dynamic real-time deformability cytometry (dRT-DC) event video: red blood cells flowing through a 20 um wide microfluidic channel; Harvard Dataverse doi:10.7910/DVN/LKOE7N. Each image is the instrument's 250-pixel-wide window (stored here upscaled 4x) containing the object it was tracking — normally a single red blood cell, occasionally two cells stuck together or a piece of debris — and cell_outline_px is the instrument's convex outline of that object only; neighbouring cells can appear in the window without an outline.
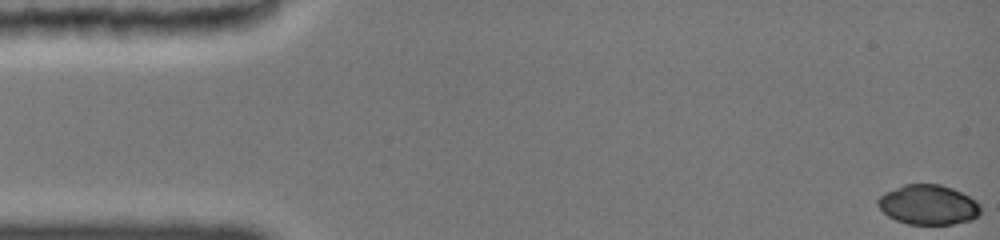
{"species": "common noctule bat (a hibernating species)", "species_latin": "Nyctalus noctula", "temperature_condition": "cold", "stored_images_in_passage": 16, "camera_frame_rate_fps": 3000, "um_per_image_px": 0.085, "animal": {"sex": "female", "body_mass_g": 19.0, "forearm_length_mm": 51.5}, "frame": {"image": 1, "passage_image": 1, "time_ms": 0.0, "image_size_px": [1000, 240], "cell_outline_px": [[980, 212], [972, 220], [952, 224], [908, 224], [896, 220], [888, 216], [876, 204], [876, 200], [884, 192], [904, 184], [940, 184], [952, 188], [976, 200], [980, 204]], "centroid_in_image_um": [78.88, 17.4], "position_along_channel_um": 6.1, "area_um2": 23.87}}
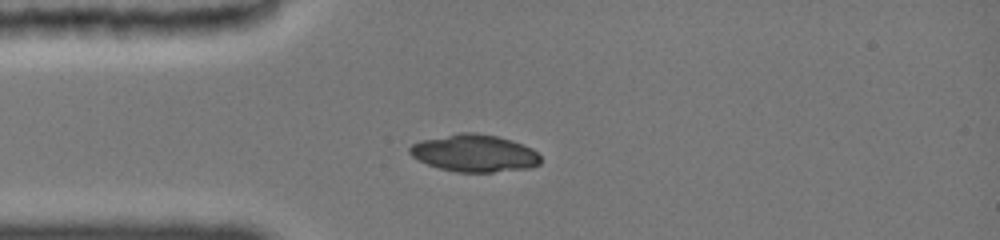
{"frame": {"image": 2, "passage_image": 10, "time_ms": 4.0, "image_size_px": [1000, 240], "cell_outline_px": [[540, 164], [532, 168], [492, 172], [456, 172], [440, 168], [428, 164], [412, 156], [408, 152], [408, 148], [412, 144], [424, 140], [468, 132], [496, 136], [532, 148], [540, 156]], "centroid_in_image_um": [40.35, 13.05], "position_along_channel_um": 44.7, "area_um2": 27.86}}
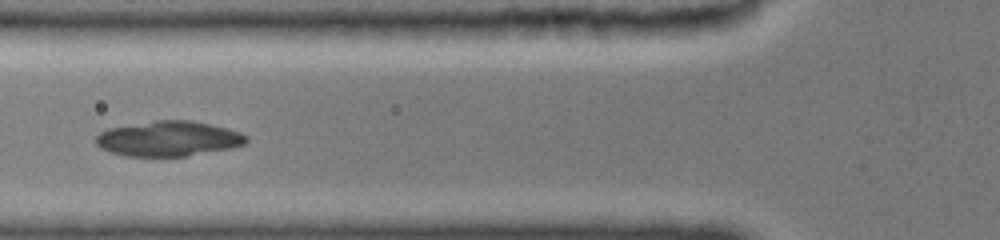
{"frame": {"image": 3, "passage_image": 14, "time_ms": 6.0, "image_size_px": [1000, 240], "cell_outline_px": [[248, 140], [244, 144], [228, 148], [188, 156], [124, 156], [108, 152], [100, 148], [96, 144], [96, 136], [100, 132], [112, 128], [156, 120], [188, 120], [208, 124], [240, 132]], "centroid_in_image_um": [14.27, 11.8], "position_along_channel_um": 111.5, "area_um2": 30.35}}